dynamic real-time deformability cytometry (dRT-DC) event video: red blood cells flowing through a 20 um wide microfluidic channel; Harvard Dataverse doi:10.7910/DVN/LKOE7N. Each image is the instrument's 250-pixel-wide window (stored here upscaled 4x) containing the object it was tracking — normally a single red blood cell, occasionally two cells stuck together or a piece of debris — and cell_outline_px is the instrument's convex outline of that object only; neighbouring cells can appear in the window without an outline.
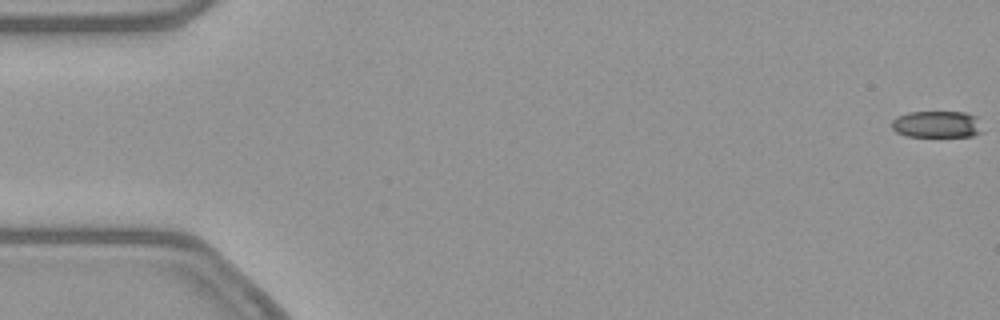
{"species": "common noctule bat (a hibernating species)", "species_latin": "Nyctalus noctula", "temperature_condition": "warm", "stored_images_in_passage": 54, "camera_frame_rate_fps": 3000, "um_per_image_px": 0.085, "animal": {"sex": "female", "body_mass_g": 21.9}, "frame": {"image": 1, "passage_image": 1, "time_ms": 0.0, "image_size_px": [1000, 320], "cell_outline_px": [[980, 132], [972, 136], [908, 136], [896, 132], [892, 128], [892, 120], [896, 116], [908, 112], [964, 112], [976, 116]], "centroid_in_image_um": [79.57, 10.55], "position_along_channel_um": 5.4, "area_um2": 13.93}}
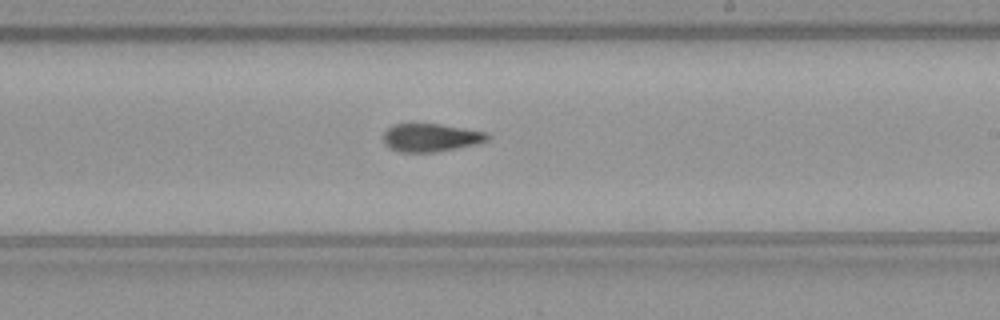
{"frame": {"image": 2, "passage_image": 32, "time_ms": 10.333, "image_size_px": [1000, 320], "cell_outline_px": [[492, 136], [488, 140], [476, 144], [436, 152], [400, 152], [388, 148], [384, 144], [384, 132], [392, 124], [440, 124], [488, 132]], "centroid_in_image_um": [36.63, 11.7], "position_along_channel_um": 252.4, "area_um2": 17.17}}
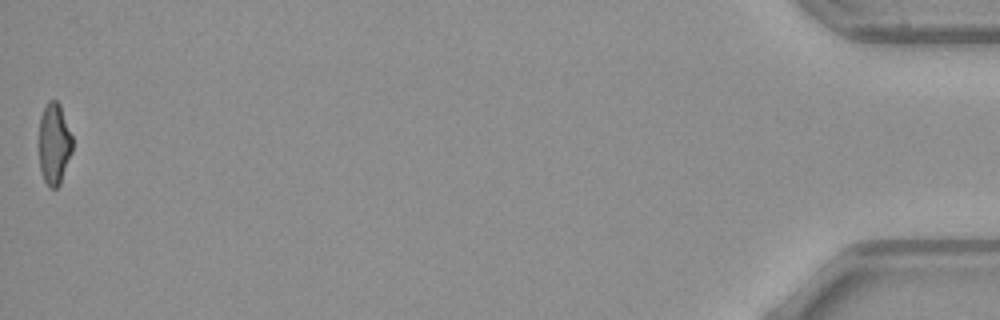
{"frame": {"image": 3, "passage_image": 54, "time_ms": 17.667, "image_size_px": [1000, 320], "cell_outline_px": [[72, 152], [60, 184], [56, 188], [48, 188], [44, 180], [40, 168], [40, 116], [48, 100], [56, 100], [60, 104], [72, 136]], "centroid_in_image_um": [4.61, 12.23], "position_along_channel_um": 430.6, "area_um2": 15.78}, "authors_computed_cell_mechanics": {"area_um2": 16.9932, "velocity_mm_per_s": 3.8762, "shape_relaxation_time_tau1_ms": 8.6104, "shape_relaxation_time_tau2_ms": 4.8844, "deformation_change_tau1": 0.2266, "deformation_change_tau2": 0.1287}}